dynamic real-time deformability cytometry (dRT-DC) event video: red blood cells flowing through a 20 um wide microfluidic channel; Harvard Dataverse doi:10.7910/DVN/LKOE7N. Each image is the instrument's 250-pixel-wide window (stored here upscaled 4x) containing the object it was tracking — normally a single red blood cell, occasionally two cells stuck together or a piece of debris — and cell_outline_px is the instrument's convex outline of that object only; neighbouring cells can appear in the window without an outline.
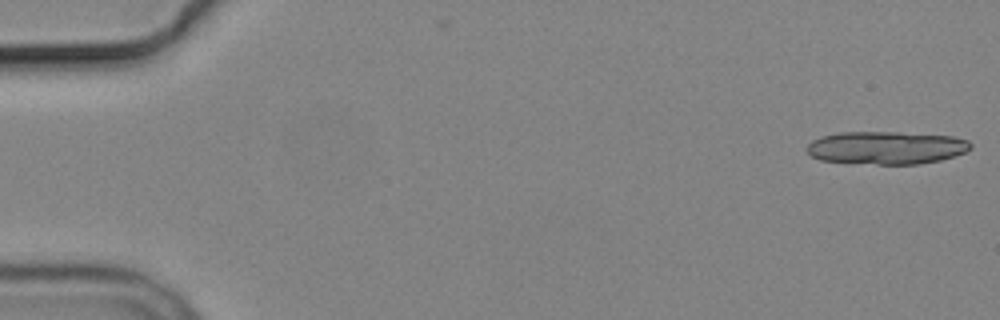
{"species": "common noctule bat (a hibernating species)", "species_latin": "Nyctalus noctula", "temperature_condition": "cold", "stored_images_in_passage": 6, "camera_frame_rate_fps": 3000, "um_per_image_px": 0.085, "animal": {"sex": "male", "body_mass_g": 19.2, "forearm_length_mm": 51.8}, "frame": {"image": 1, "passage_image": 1, "time_ms": 0.0, "image_size_px": [1000, 320], "cell_outline_px": [[972, 148], [964, 152], [940, 160], [920, 164], [876, 164], [820, 160], [812, 156], [808, 152], [808, 144], [812, 140], [820, 136], [840, 132], [900, 132], [952, 136], [968, 140], [972, 144]], "centroid_in_image_um": [75.34, 12.55], "position_along_channel_um": 9.7, "area_um2": 31.33}}
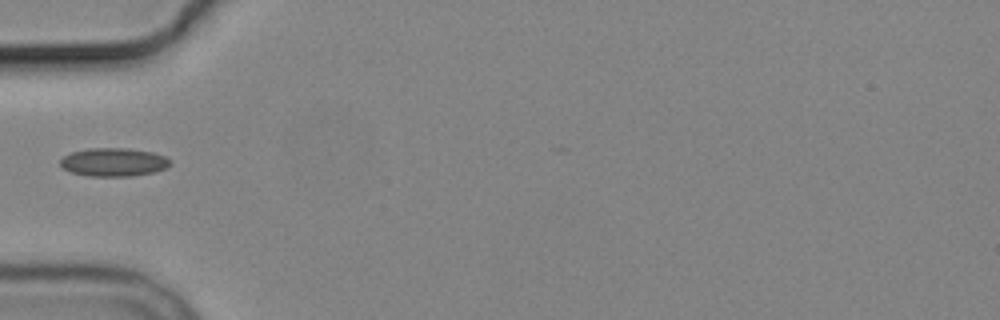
{"frame": {"image": 2, "passage_image": 6, "time_ms": 6.0, "image_size_px": [1000, 320], "cell_outline_px": [[172, 164], [164, 168], [152, 172], [132, 176], [88, 176], [72, 172], [64, 168], [60, 164], [60, 160], [64, 156], [72, 152], [88, 148], [128, 148], [152, 152], [164, 156], [172, 160]], "centroid_in_image_um": [9.67, 13.77], "position_along_channel_um": 75.3, "area_um2": 18.09}}